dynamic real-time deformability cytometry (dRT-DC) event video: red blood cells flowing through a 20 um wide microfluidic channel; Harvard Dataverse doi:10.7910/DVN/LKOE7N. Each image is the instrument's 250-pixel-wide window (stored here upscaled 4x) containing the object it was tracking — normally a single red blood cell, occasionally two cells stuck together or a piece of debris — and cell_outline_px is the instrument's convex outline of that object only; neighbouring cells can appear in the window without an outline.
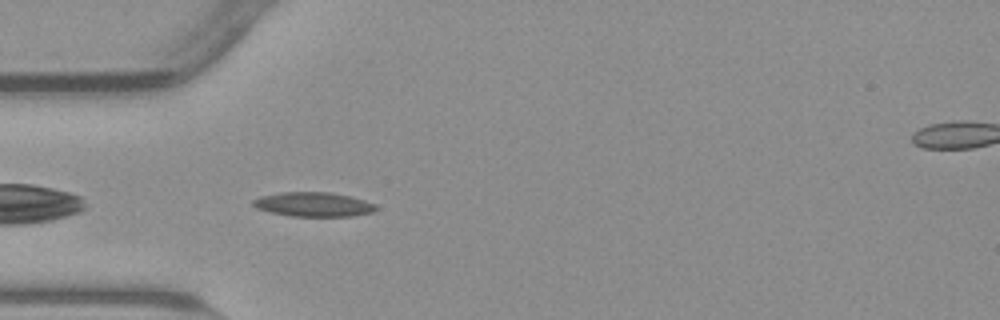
{"species": "common noctule bat (a hibernating species)", "species_latin": "Nyctalus noctula", "temperature_condition": "warm", "stored_images_in_passage": 32, "camera_frame_rate_fps": 3000, "um_per_image_px": 0.085, "animal": {"sex": "male", "body_mass_g": 23.1, "forearm_length_mm": 52.7}, "frame": {"image": 1, "passage_image": 2, "time_ms": 0.333, "image_size_px": [1000, 320], "cell_outline_px": [[376, 208], [372, 212], [352, 216], [292, 216], [272, 212], [256, 208], [252, 204], [252, 200], [260, 196], [280, 192], [332, 192], [364, 200], [376, 204]], "centroid_in_image_um": [26.62, 17.36], "position_along_channel_um": 58.4, "area_um2": 17.34}}
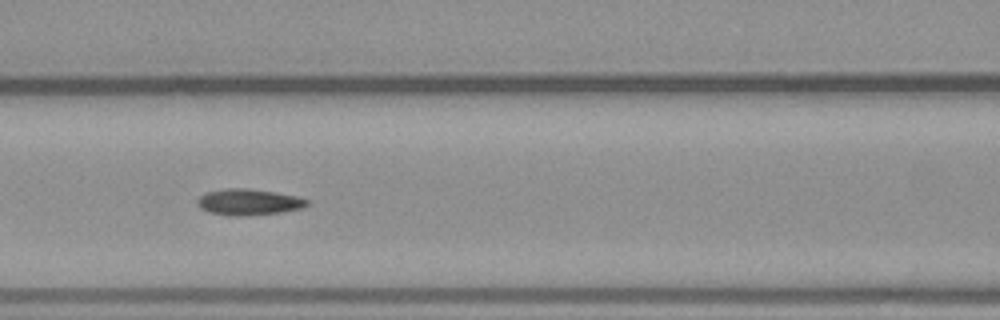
{"frame": {"image": 2, "passage_image": 9, "time_ms": 2.667, "image_size_px": [1000, 320], "cell_outline_px": [[308, 204], [300, 208], [280, 212], [244, 216], [228, 216], [208, 212], [200, 208], [196, 204], [196, 200], [204, 192], [224, 188], [248, 188], [276, 192], [296, 196], [308, 200]], "centroid_in_image_um": [21.05, 17.17], "position_along_channel_um": 145.5, "area_um2": 16.88}}
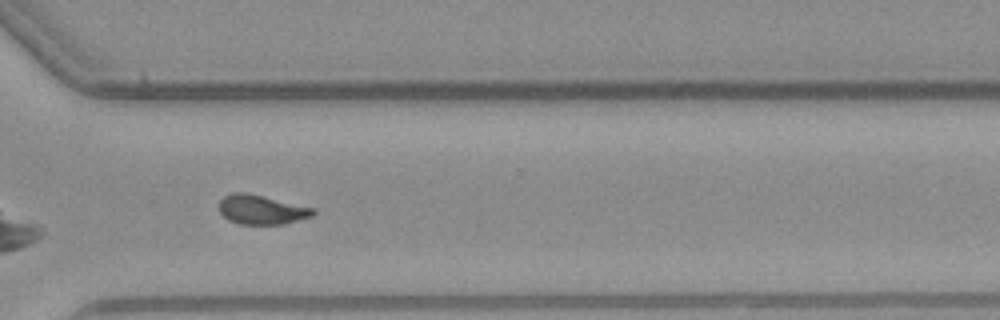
{"frame": {"image": 3, "passage_image": 25, "time_ms": 8.0, "image_size_px": [1000, 320], "cell_outline_px": [[316, 212], [312, 216], [284, 224], [240, 224], [228, 220], [220, 212], [220, 200], [224, 196], [232, 192], [244, 192], [316, 208]], "centroid_in_image_um": [22.24, 17.82], "position_along_channel_um": 348.4, "area_um2": 16.01}, "authors_computed_cell_mechanics": {"area_um2": 16.4441, "velocity_mm_per_s": 3.8125, "shape_relaxation_time_tau1_ms": null, "shape_relaxation_time_tau2_ms": 3.5334, "deformation_change_tau1": null, "deformation_change_tau2": 0.0873}}